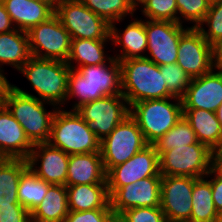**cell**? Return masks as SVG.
<instances>
[{
    "instance_id": "6da1fadb",
    "label": "cell",
    "mask_w": 222,
    "mask_h": 222,
    "mask_svg": "<svg viewBox=\"0 0 222 222\" xmlns=\"http://www.w3.org/2000/svg\"><path fill=\"white\" fill-rule=\"evenodd\" d=\"M110 66L106 63L82 67L69 65L67 98L78 97L72 111L81 105L95 101L108 95L121 94V66L119 61L111 57Z\"/></svg>"
},
{
    "instance_id": "7a4b0ae2",
    "label": "cell",
    "mask_w": 222,
    "mask_h": 222,
    "mask_svg": "<svg viewBox=\"0 0 222 222\" xmlns=\"http://www.w3.org/2000/svg\"><path fill=\"white\" fill-rule=\"evenodd\" d=\"M121 94L129 106L143 100L174 98L168 91L157 64L146 57L119 61Z\"/></svg>"
},
{
    "instance_id": "3957f363",
    "label": "cell",
    "mask_w": 222,
    "mask_h": 222,
    "mask_svg": "<svg viewBox=\"0 0 222 222\" xmlns=\"http://www.w3.org/2000/svg\"><path fill=\"white\" fill-rule=\"evenodd\" d=\"M2 103L20 123L33 144L48 142L55 108V111L47 112L44 108L45 101L11 84L2 96Z\"/></svg>"
},
{
    "instance_id": "277c9868",
    "label": "cell",
    "mask_w": 222,
    "mask_h": 222,
    "mask_svg": "<svg viewBox=\"0 0 222 222\" xmlns=\"http://www.w3.org/2000/svg\"><path fill=\"white\" fill-rule=\"evenodd\" d=\"M19 71L30 81L40 97L38 99L51 103L53 107L65 104L71 71L65 61L31 56Z\"/></svg>"
},
{
    "instance_id": "5b68a950",
    "label": "cell",
    "mask_w": 222,
    "mask_h": 222,
    "mask_svg": "<svg viewBox=\"0 0 222 222\" xmlns=\"http://www.w3.org/2000/svg\"><path fill=\"white\" fill-rule=\"evenodd\" d=\"M48 143L69 155L100 152V140L76 111L56 107Z\"/></svg>"
},
{
    "instance_id": "8992f818",
    "label": "cell",
    "mask_w": 222,
    "mask_h": 222,
    "mask_svg": "<svg viewBox=\"0 0 222 222\" xmlns=\"http://www.w3.org/2000/svg\"><path fill=\"white\" fill-rule=\"evenodd\" d=\"M168 99H176L170 103ZM130 116L137 122L148 145H153L183 116L180 98L143 100L130 106Z\"/></svg>"
},
{
    "instance_id": "52a82bcc",
    "label": "cell",
    "mask_w": 222,
    "mask_h": 222,
    "mask_svg": "<svg viewBox=\"0 0 222 222\" xmlns=\"http://www.w3.org/2000/svg\"><path fill=\"white\" fill-rule=\"evenodd\" d=\"M214 167L215 152L200 142L174 147L159 156V170L162 176L202 178Z\"/></svg>"
},
{
    "instance_id": "ba28073f",
    "label": "cell",
    "mask_w": 222,
    "mask_h": 222,
    "mask_svg": "<svg viewBox=\"0 0 222 222\" xmlns=\"http://www.w3.org/2000/svg\"><path fill=\"white\" fill-rule=\"evenodd\" d=\"M55 14L71 39L111 40L110 24L80 0H59Z\"/></svg>"
},
{
    "instance_id": "9c48e42d",
    "label": "cell",
    "mask_w": 222,
    "mask_h": 222,
    "mask_svg": "<svg viewBox=\"0 0 222 222\" xmlns=\"http://www.w3.org/2000/svg\"><path fill=\"white\" fill-rule=\"evenodd\" d=\"M146 146L148 144L137 122L128 116L100 142V153L105 172L123 164Z\"/></svg>"
},
{
    "instance_id": "30bf717a",
    "label": "cell",
    "mask_w": 222,
    "mask_h": 222,
    "mask_svg": "<svg viewBox=\"0 0 222 222\" xmlns=\"http://www.w3.org/2000/svg\"><path fill=\"white\" fill-rule=\"evenodd\" d=\"M122 94L108 95L78 107L75 111L102 141L128 116L130 106Z\"/></svg>"
},
{
    "instance_id": "8fae6325",
    "label": "cell",
    "mask_w": 222,
    "mask_h": 222,
    "mask_svg": "<svg viewBox=\"0 0 222 222\" xmlns=\"http://www.w3.org/2000/svg\"><path fill=\"white\" fill-rule=\"evenodd\" d=\"M27 34L32 56L67 62L71 51V36L56 14L32 27Z\"/></svg>"
},
{
    "instance_id": "7c38bea8",
    "label": "cell",
    "mask_w": 222,
    "mask_h": 222,
    "mask_svg": "<svg viewBox=\"0 0 222 222\" xmlns=\"http://www.w3.org/2000/svg\"><path fill=\"white\" fill-rule=\"evenodd\" d=\"M172 21L148 20L145 22L147 50L152 58L145 55L158 66L177 62L178 45L181 35L188 29Z\"/></svg>"
},
{
    "instance_id": "4fadbf2b",
    "label": "cell",
    "mask_w": 222,
    "mask_h": 222,
    "mask_svg": "<svg viewBox=\"0 0 222 222\" xmlns=\"http://www.w3.org/2000/svg\"><path fill=\"white\" fill-rule=\"evenodd\" d=\"M162 176H150L121 188H108L110 207L115 214L138 207H156L161 204Z\"/></svg>"
},
{
    "instance_id": "5bb4252c",
    "label": "cell",
    "mask_w": 222,
    "mask_h": 222,
    "mask_svg": "<svg viewBox=\"0 0 222 222\" xmlns=\"http://www.w3.org/2000/svg\"><path fill=\"white\" fill-rule=\"evenodd\" d=\"M197 179L189 176H162L160 207L167 222H190L192 189Z\"/></svg>"
},
{
    "instance_id": "9a60e30c",
    "label": "cell",
    "mask_w": 222,
    "mask_h": 222,
    "mask_svg": "<svg viewBox=\"0 0 222 222\" xmlns=\"http://www.w3.org/2000/svg\"><path fill=\"white\" fill-rule=\"evenodd\" d=\"M191 78L209 73L212 68V46L199 28H188L180 38L176 62Z\"/></svg>"
},
{
    "instance_id": "2e32d148",
    "label": "cell",
    "mask_w": 222,
    "mask_h": 222,
    "mask_svg": "<svg viewBox=\"0 0 222 222\" xmlns=\"http://www.w3.org/2000/svg\"><path fill=\"white\" fill-rule=\"evenodd\" d=\"M150 176H162L159 155L153 145L146 146L123 164L112 167L106 173L107 187L121 188Z\"/></svg>"
},
{
    "instance_id": "e0dca14e",
    "label": "cell",
    "mask_w": 222,
    "mask_h": 222,
    "mask_svg": "<svg viewBox=\"0 0 222 222\" xmlns=\"http://www.w3.org/2000/svg\"><path fill=\"white\" fill-rule=\"evenodd\" d=\"M40 159L41 164L34 168ZM31 170L42 180L53 185H66L69 154L48 142L36 143L27 159Z\"/></svg>"
},
{
    "instance_id": "ac0fdd59",
    "label": "cell",
    "mask_w": 222,
    "mask_h": 222,
    "mask_svg": "<svg viewBox=\"0 0 222 222\" xmlns=\"http://www.w3.org/2000/svg\"><path fill=\"white\" fill-rule=\"evenodd\" d=\"M183 109H203L216 112L222 103V73L214 72L192 78L181 98Z\"/></svg>"
},
{
    "instance_id": "d6986e66",
    "label": "cell",
    "mask_w": 222,
    "mask_h": 222,
    "mask_svg": "<svg viewBox=\"0 0 222 222\" xmlns=\"http://www.w3.org/2000/svg\"><path fill=\"white\" fill-rule=\"evenodd\" d=\"M34 144L8 108L0 105V158L28 159Z\"/></svg>"
},
{
    "instance_id": "ffe728a7",
    "label": "cell",
    "mask_w": 222,
    "mask_h": 222,
    "mask_svg": "<svg viewBox=\"0 0 222 222\" xmlns=\"http://www.w3.org/2000/svg\"><path fill=\"white\" fill-rule=\"evenodd\" d=\"M18 30L28 32L32 27L48 20L55 8L48 2L37 0H1Z\"/></svg>"
},
{
    "instance_id": "44dd1931",
    "label": "cell",
    "mask_w": 222,
    "mask_h": 222,
    "mask_svg": "<svg viewBox=\"0 0 222 222\" xmlns=\"http://www.w3.org/2000/svg\"><path fill=\"white\" fill-rule=\"evenodd\" d=\"M107 183L100 152L69 155L65 186Z\"/></svg>"
},
{
    "instance_id": "7402d4cb",
    "label": "cell",
    "mask_w": 222,
    "mask_h": 222,
    "mask_svg": "<svg viewBox=\"0 0 222 222\" xmlns=\"http://www.w3.org/2000/svg\"><path fill=\"white\" fill-rule=\"evenodd\" d=\"M183 117L191 125L198 141L213 152L222 150V127L215 112L203 109H183Z\"/></svg>"
},
{
    "instance_id": "603a6c76",
    "label": "cell",
    "mask_w": 222,
    "mask_h": 222,
    "mask_svg": "<svg viewBox=\"0 0 222 222\" xmlns=\"http://www.w3.org/2000/svg\"><path fill=\"white\" fill-rule=\"evenodd\" d=\"M69 211L111 209L107 183L66 186Z\"/></svg>"
},
{
    "instance_id": "cb8c5ba5",
    "label": "cell",
    "mask_w": 222,
    "mask_h": 222,
    "mask_svg": "<svg viewBox=\"0 0 222 222\" xmlns=\"http://www.w3.org/2000/svg\"><path fill=\"white\" fill-rule=\"evenodd\" d=\"M117 30L114 23L110 24V38L114 44H122V53L117 55L118 61L126 60L130 58H140L144 57L141 53L147 50L148 42L147 35L145 31V22L142 20H137L131 22L126 29L123 31L122 35Z\"/></svg>"
},
{
    "instance_id": "d4e9b609",
    "label": "cell",
    "mask_w": 222,
    "mask_h": 222,
    "mask_svg": "<svg viewBox=\"0 0 222 222\" xmlns=\"http://www.w3.org/2000/svg\"><path fill=\"white\" fill-rule=\"evenodd\" d=\"M68 213L66 186L51 184L42 202L30 213L31 222H63Z\"/></svg>"
},
{
    "instance_id": "484cf974",
    "label": "cell",
    "mask_w": 222,
    "mask_h": 222,
    "mask_svg": "<svg viewBox=\"0 0 222 222\" xmlns=\"http://www.w3.org/2000/svg\"><path fill=\"white\" fill-rule=\"evenodd\" d=\"M31 56L27 32L15 29L0 34V64L20 70Z\"/></svg>"
},
{
    "instance_id": "4316f807",
    "label": "cell",
    "mask_w": 222,
    "mask_h": 222,
    "mask_svg": "<svg viewBox=\"0 0 222 222\" xmlns=\"http://www.w3.org/2000/svg\"><path fill=\"white\" fill-rule=\"evenodd\" d=\"M28 167L26 159L0 158V205L20 204L19 180Z\"/></svg>"
},
{
    "instance_id": "83f0119b",
    "label": "cell",
    "mask_w": 222,
    "mask_h": 222,
    "mask_svg": "<svg viewBox=\"0 0 222 222\" xmlns=\"http://www.w3.org/2000/svg\"><path fill=\"white\" fill-rule=\"evenodd\" d=\"M191 202L190 222H217L218 212L214 206L209 180L202 177L194 182Z\"/></svg>"
},
{
    "instance_id": "f1b7e54d",
    "label": "cell",
    "mask_w": 222,
    "mask_h": 222,
    "mask_svg": "<svg viewBox=\"0 0 222 222\" xmlns=\"http://www.w3.org/2000/svg\"><path fill=\"white\" fill-rule=\"evenodd\" d=\"M107 41L108 40L71 39V51L66 63L71 65L70 61L74 60L79 67H82L104 64L106 63L105 61H110V57L106 58V54L104 53V44Z\"/></svg>"
},
{
    "instance_id": "f546056e",
    "label": "cell",
    "mask_w": 222,
    "mask_h": 222,
    "mask_svg": "<svg viewBox=\"0 0 222 222\" xmlns=\"http://www.w3.org/2000/svg\"><path fill=\"white\" fill-rule=\"evenodd\" d=\"M51 184L39 178L30 167L21 175L18 186L19 203L30 213L42 202Z\"/></svg>"
},
{
    "instance_id": "4dcf8cb0",
    "label": "cell",
    "mask_w": 222,
    "mask_h": 222,
    "mask_svg": "<svg viewBox=\"0 0 222 222\" xmlns=\"http://www.w3.org/2000/svg\"><path fill=\"white\" fill-rule=\"evenodd\" d=\"M199 142L191 125L182 116L181 119L153 146L160 156L163 152L185 145Z\"/></svg>"
},
{
    "instance_id": "1f68e13d",
    "label": "cell",
    "mask_w": 222,
    "mask_h": 222,
    "mask_svg": "<svg viewBox=\"0 0 222 222\" xmlns=\"http://www.w3.org/2000/svg\"><path fill=\"white\" fill-rule=\"evenodd\" d=\"M92 12L109 24L122 21L128 13L133 16L135 7L129 0H80Z\"/></svg>"
},
{
    "instance_id": "d6a6232c",
    "label": "cell",
    "mask_w": 222,
    "mask_h": 222,
    "mask_svg": "<svg viewBox=\"0 0 222 222\" xmlns=\"http://www.w3.org/2000/svg\"><path fill=\"white\" fill-rule=\"evenodd\" d=\"M168 91L177 98H182L190 86L192 78L177 64L160 65Z\"/></svg>"
},
{
    "instance_id": "836d02e7",
    "label": "cell",
    "mask_w": 222,
    "mask_h": 222,
    "mask_svg": "<svg viewBox=\"0 0 222 222\" xmlns=\"http://www.w3.org/2000/svg\"><path fill=\"white\" fill-rule=\"evenodd\" d=\"M142 13L149 20L172 21L182 25L178 14L176 0H144Z\"/></svg>"
},
{
    "instance_id": "e575fe53",
    "label": "cell",
    "mask_w": 222,
    "mask_h": 222,
    "mask_svg": "<svg viewBox=\"0 0 222 222\" xmlns=\"http://www.w3.org/2000/svg\"><path fill=\"white\" fill-rule=\"evenodd\" d=\"M207 24L208 31L202 25ZM203 38L212 46L222 39V0L211 3L203 22L198 27Z\"/></svg>"
},
{
    "instance_id": "d590c367",
    "label": "cell",
    "mask_w": 222,
    "mask_h": 222,
    "mask_svg": "<svg viewBox=\"0 0 222 222\" xmlns=\"http://www.w3.org/2000/svg\"><path fill=\"white\" fill-rule=\"evenodd\" d=\"M210 2L207 0H176L178 12L184 20L192 21L195 28H198L203 22L210 8Z\"/></svg>"
},
{
    "instance_id": "8d00e7d4",
    "label": "cell",
    "mask_w": 222,
    "mask_h": 222,
    "mask_svg": "<svg viewBox=\"0 0 222 222\" xmlns=\"http://www.w3.org/2000/svg\"><path fill=\"white\" fill-rule=\"evenodd\" d=\"M121 215L126 222H167L160 206L131 208Z\"/></svg>"
},
{
    "instance_id": "74e56055",
    "label": "cell",
    "mask_w": 222,
    "mask_h": 222,
    "mask_svg": "<svg viewBox=\"0 0 222 222\" xmlns=\"http://www.w3.org/2000/svg\"><path fill=\"white\" fill-rule=\"evenodd\" d=\"M112 213V209L69 211L63 222H105Z\"/></svg>"
},
{
    "instance_id": "f35d334b",
    "label": "cell",
    "mask_w": 222,
    "mask_h": 222,
    "mask_svg": "<svg viewBox=\"0 0 222 222\" xmlns=\"http://www.w3.org/2000/svg\"><path fill=\"white\" fill-rule=\"evenodd\" d=\"M0 222H31V214L21 204L0 205Z\"/></svg>"
},
{
    "instance_id": "ab89813d",
    "label": "cell",
    "mask_w": 222,
    "mask_h": 222,
    "mask_svg": "<svg viewBox=\"0 0 222 222\" xmlns=\"http://www.w3.org/2000/svg\"><path fill=\"white\" fill-rule=\"evenodd\" d=\"M212 174L215 175L213 179L209 180L211 183L212 198L215 209L217 212H220L222 211V173L214 167L210 170L207 176Z\"/></svg>"
},
{
    "instance_id": "60d3db41",
    "label": "cell",
    "mask_w": 222,
    "mask_h": 222,
    "mask_svg": "<svg viewBox=\"0 0 222 222\" xmlns=\"http://www.w3.org/2000/svg\"><path fill=\"white\" fill-rule=\"evenodd\" d=\"M15 29H16V27L13 26V22L9 16V14L5 10V7H4L2 1L0 0V34L7 33L12 30H15Z\"/></svg>"
},
{
    "instance_id": "b9f144b4",
    "label": "cell",
    "mask_w": 222,
    "mask_h": 222,
    "mask_svg": "<svg viewBox=\"0 0 222 222\" xmlns=\"http://www.w3.org/2000/svg\"><path fill=\"white\" fill-rule=\"evenodd\" d=\"M212 68L222 73V39L212 45Z\"/></svg>"
},
{
    "instance_id": "7bdbcfd3",
    "label": "cell",
    "mask_w": 222,
    "mask_h": 222,
    "mask_svg": "<svg viewBox=\"0 0 222 222\" xmlns=\"http://www.w3.org/2000/svg\"><path fill=\"white\" fill-rule=\"evenodd\" d=\"M1 68H0V92H5L7 86L10 84L6 77L2 74Z\"/></svg>"
},
{
    "instance_id": "ee69618b",
    "label": "cell",
    "mask_w": 222,
    "mask_h": 222,
    "mask_svg": "<svg viewBox=\"0 0 222 222\" xmlns=\"http://www.w3.org/2000/svg\"><path fill=\"white\" fill-rule=\"evenodd\" d=\"M105 222H126L121 214L112 213Z\"/></svg>"
},
{
    "instance_id": "f6af8a7d",
    "label": "cell",
    "mask_w": 222,
    "mask_h": 222,
    "mask_svg": "<svg viewBox=\"0 0 222 222\" xmlns=\"http://www.w3.org/2000/svg\"><path fill=\"white\" fill-rule=\"evenodd\" d=\"M215 167L222 173V152L215 153Z\"/></svg>"
},
{
    "instance_id": "bcb514c9",
    "label": "cell",
    "mask_w": 222,
    "mask_h": 222,
    "mask_svg": "<svg viewBox=\"0 0 222 222\" xmlns=\"http://www.w3.org/2000/svg\"><path fill=\"white\" fill-rule=\"evenodd\" d=\"M216 116H217V120L220 122V125L222 127V103L221 105L217 108L216 110Z\"/></svg>"
},
{
    "instance_id": "7dc6e473",
    "label": "cell",
    "mask_w": 222,
    "mask_h": 222,
    "mask_svg": "<svg viewBox=\"0 0 222 222\" xmlns=\"http://www.w3.org/2000/svg\"><path fill=\"white\" fill-rule=\"evenodd\" d=\"M130 3L137 9L136 7L141 4L144 0H129Z\"/></svg>"
},
{
    "instance_id": "c3c4849f",
    "label": "cell",
    "mask_w": 222,
    "mask_h": 222,
    "mask_svg": "<svg viewBox=\"0 0 222 222\" xmlns=\"http://www.w3.org/2000/svg\"><path fill=\"white\" fill-rule=\"evenodd\" d=\"M37 1H41V2H48L50 3L54 8L56 7V4L59 0H37Z\"/></svg>"
},
{
    "instance_id": "681fc988",
    "label": "cell",
    "mask_w": 222,
    "mask_h": 222,
    "mask_svg": "<svg viewBox=\"0 0 222 222\" xmlns=\"http://www.w3.org/2000/svg\"><path fill=\"white\" fill-rule=\"evenodd\" d=\"M217 222H222V211L218 212Z\"/></svg>"
},
{
    "instance_id": "f907efd6",
    "label": "cell",
    "mask_w": 222,
    "mask_h": 222,
    "mask_svg": "<svg viewBox=\"0 0 222 222\" xmlns=\"http://www.w3.org/2000/svg\"><path fill=\"white\" fill-rule=\"evenodd\" d=\"M4 92H0V105L2 104V96H3Z\"/></svg>"
},
{
    "instance_id": "816d5d0a",
    "label": "cell",
    "mask_w": 222,
    "mask_h": 222,
    "mask_svg": "<svg viewBox=\"0 0 222 222\" xmlns=\"http://www.w3.org/2000/svg\"><path fill=\"white\" fill-rule=\"evenodd\" d=\"M207 1H209L210 3H214V2H217L219 0H207Z\"/></svg>"
}]
</instances>
